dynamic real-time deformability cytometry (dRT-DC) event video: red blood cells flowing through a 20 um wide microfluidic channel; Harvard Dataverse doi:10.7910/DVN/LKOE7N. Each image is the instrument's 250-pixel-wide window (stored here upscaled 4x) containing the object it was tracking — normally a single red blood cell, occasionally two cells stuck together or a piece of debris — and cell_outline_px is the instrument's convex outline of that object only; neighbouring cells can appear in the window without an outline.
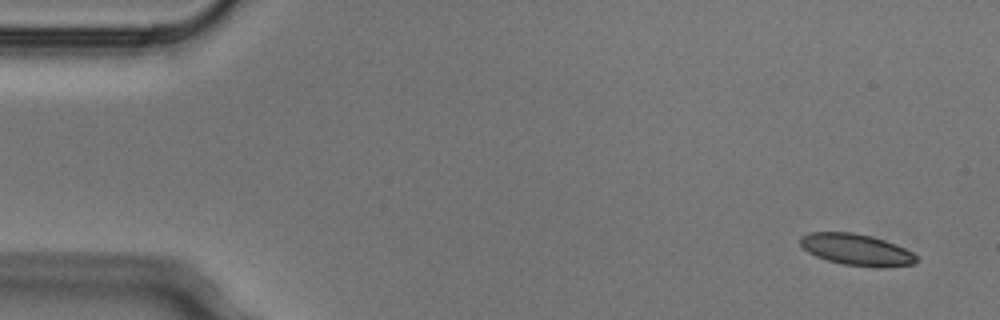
{"species": "Egyptian fruit bat (a non-hibernating species)", "species_latin": "Rousettus aegyptiacus", "temperature_condition": "cold", "stored_images_in_passage": 4, "camera_frame_rate_fps": 3000, "um_per_image_px": 0.085, "animal": {"sex": "male"}, "frame": {"image": 1, "passage_image": 1, "time_ms": 0.0, "image_size_px": [1000, 320], "cell_outline_px": [[920, 260], [916, 264], [880, 268], [876, 268], [844, 264], [828, 260], [816, 256], [808, 252], [800, 244], [800, 236], [812, 232], [852, 232], [872, 236], [896, 244], [912, 252]], "centroid_in_image_um": [72.84, 21.23], "position_along_channel_um": 12.2, "area_um2": 21.44}}
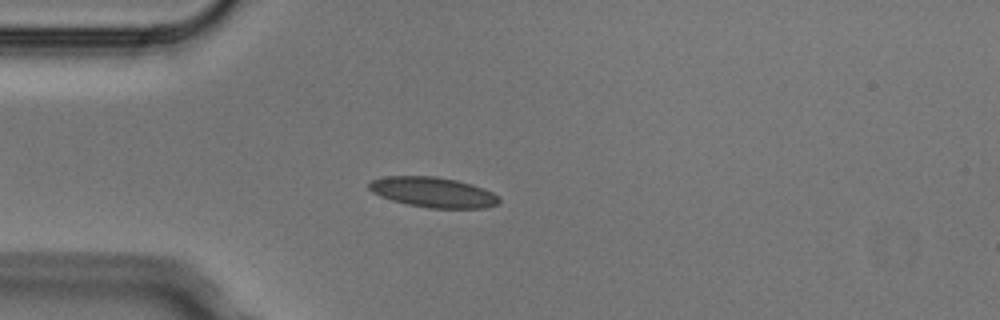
{"frame": {"image": 2, "passage_image": 4, "time_ms": 1.0, "image_size_px": [1000, 320], "cell_outline_px": [[500, 204], [484, 208], [428, 208], [408, 204], [392, 200], [380, 196], [372, 192], [368, 188], [368, 184], [372, 180], [384, 176], [436, 176], [456, 180], [472, 184], [484, 188], [500, 196]], "centroid_in_image_um": [36.84, 16.34], "position_along_channel_um": 48.2, "area_um2": 23.06}}